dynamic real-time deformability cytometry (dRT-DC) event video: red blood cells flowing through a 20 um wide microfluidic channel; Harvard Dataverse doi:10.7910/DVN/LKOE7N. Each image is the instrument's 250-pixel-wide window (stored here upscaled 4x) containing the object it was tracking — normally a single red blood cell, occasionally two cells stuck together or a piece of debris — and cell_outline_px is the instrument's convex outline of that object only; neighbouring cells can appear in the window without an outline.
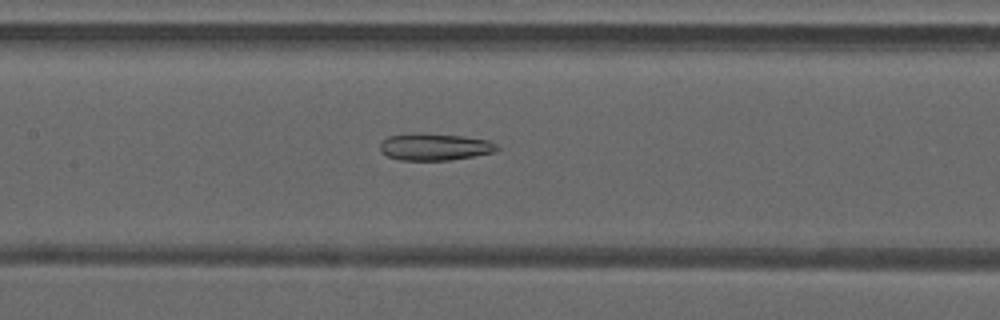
{"species": "common noctule bat (a hibernating species)", "species_latin": "Nyctalus noctula", "temperature_condition": "warm", "stored_images_in_passage": 33, "camera_frame_rate_fps": 3000, "um_per_image_px": 0.085, "animal": {"sex": "male", "forearm_length_mm": 52.5}, "frame": {"image": 1, "passage_image": 8, "time_ms": 2.333, "image_size_px": [1000, 320], "cell_outline_px": [[500, 148], [496, 152], [448, 160], [400, 160], [388, 156], [380, 152], [380, 144], [388, 136], [412, 132], [424, 132], [464, 136], [488, 140], [496, 144]], "centroid_in_image_um": [36.94, 12.46], "position_along_channel_um": 170.5, "area_um2": 18.67}}
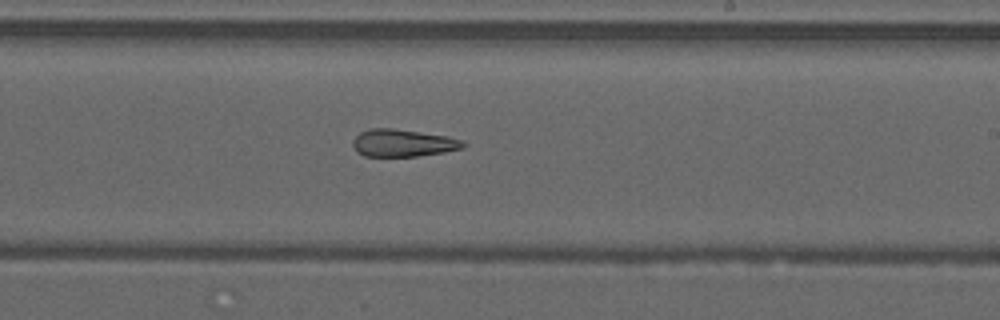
{"frame": {"image": 2, "passage_image": 14, "time_ms": 4.333, "image_size_px": [1000, 320], "cell_outline_px": [[468, 144], [464, 148], [444, 152], [416, 156], [364, 156], [356, 152], [352, 144], [352, 140], [360, 132], [372, 128], [392, 128], [448, 136], [464, 140]], "centroid_in_image_um": [34.27, 12.15], "position_along_channel_um": 254.7, "area_um2": 17.74}}
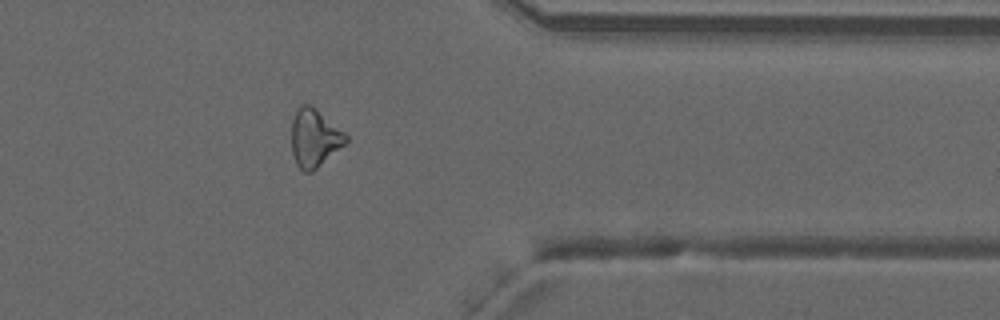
{"frame": {"image": 3, "passage_image": 24, "time_ms": 7.667, "image_size_px": [1000, 320], "cell_outline_px": [[348, 140], [344, 144], [312, 172], [304, 172], [296, 164], [292, 152], [292, 120], [296, 108], [300, 104], [308, 104], [344, 132], [348, 136]], "centroid_in_image_um": [26.69, 11.74], "position_along_channel_um": 384.7, "area_um2": 17.92}, "authors_computed_cell_mechanics": {"area_um2": 18.496, "velocity_mm_per_s": 4.2382, "shape_relaxation_time_tau1_ms": null, "shape_relaxation_time_tau2_ms": 5.2276, "deformation_change_tau1": null, "deformation_change_tau2": 0.1631}}